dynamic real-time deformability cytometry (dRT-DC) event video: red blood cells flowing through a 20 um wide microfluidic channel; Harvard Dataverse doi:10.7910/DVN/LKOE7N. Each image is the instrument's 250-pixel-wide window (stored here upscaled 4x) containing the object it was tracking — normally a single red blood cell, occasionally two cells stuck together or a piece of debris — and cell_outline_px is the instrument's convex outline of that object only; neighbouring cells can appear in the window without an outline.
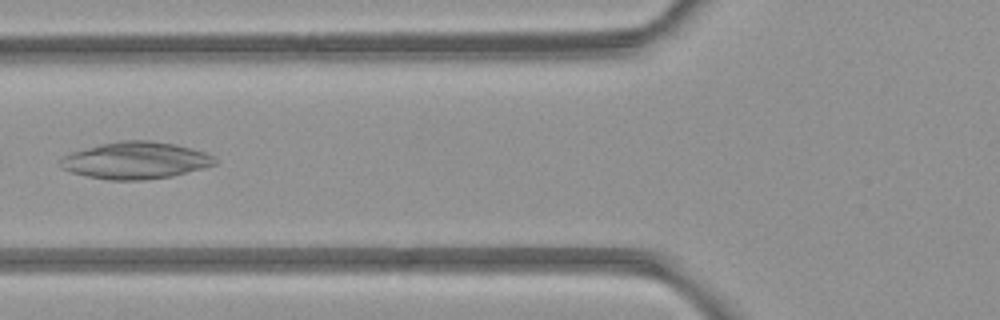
{"species": "common noctule bat (a hibernating species)", "species_latin": "Nyctalus noctula", "temperature_condition": "room temperature", "stored_images_in_passage": 6, "camera_frame_rate_fps": 3000, "um_per_image_px": 0.085, "animal": {"sex": "female", "body_mass_g": 21.9}, "frame": {"image": 1, "passage_image": 5, "time_ms": 5.667, "image_size_px": [1000, 320], "cell_outline_px": [[216, 164], [204, 168], [172, 176], [144, 180], [108, 180], [88, 176], [72, 172], [60, 168], [60, 160], [64, 156], [72, 152], [100, 144], [120, 140], [148, 140], [176, 144], [192, 148], [204, 152], [212, 156], [216, 160]], "centroid_in_image_um": [11.53, 13.63], "position_along_channel_um": 114.3, "area_um2": 33.23}}
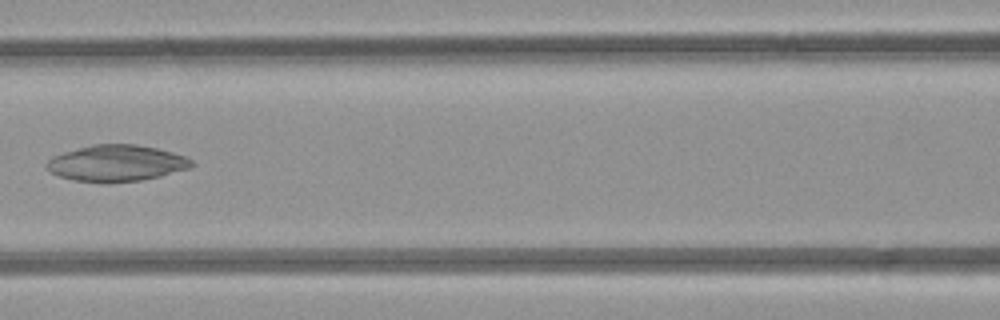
{"frame": {"image": 2, "passage_image": 6, "time_ms": 6.667, "image_size_px": [1000, 320], "cell_outline_px": [[196, 164], [188, 168], [160, 176], [140, 180], [72, 180], [60, 176], [52, 172], [44, 164], [52, 156], [64, 152], [92, 144], [136, 144], [156, 148], [188, 156]], "centroid_in_image_um": [9.93, 13.83], "position_along_channel_um": 156.7, "area_um2": 29.94}}